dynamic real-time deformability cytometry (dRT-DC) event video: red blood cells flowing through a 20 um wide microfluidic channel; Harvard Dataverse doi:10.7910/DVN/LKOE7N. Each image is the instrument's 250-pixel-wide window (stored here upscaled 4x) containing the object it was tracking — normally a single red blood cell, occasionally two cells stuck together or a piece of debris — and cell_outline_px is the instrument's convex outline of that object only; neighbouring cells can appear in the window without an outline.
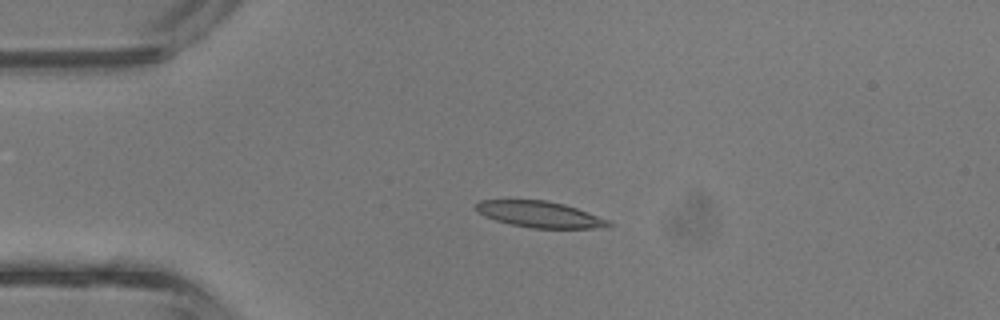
{"species": "common noctule bat (a hibernating species)", "species_latin": "Nyctalus noctula", "temperature_condition": "room temperature", "stored_images_in_passage": 4, "camera_frame_rate_fps": 3000, "um_per_image_px": 0.085, "animal": {"sex": "male", "body_mass_g": 13.3}, "frame": {"image": 1, "passage_image": 3, "time_ms": 0.667, "image_size_px": [1000, 320], "cell_outline_px": [[612, 224], [608, 228], [532, 228], [512, 224], [496, 220], [484, 216], [476, 208], [476, 204], [480, 200], [548, 200], [564, 204], [576, 208], [608, 220]], "centroid_in_image_um": [45.9, 18.22], "position_along_channel_um": 39.1, "area_um2": 20.0}}
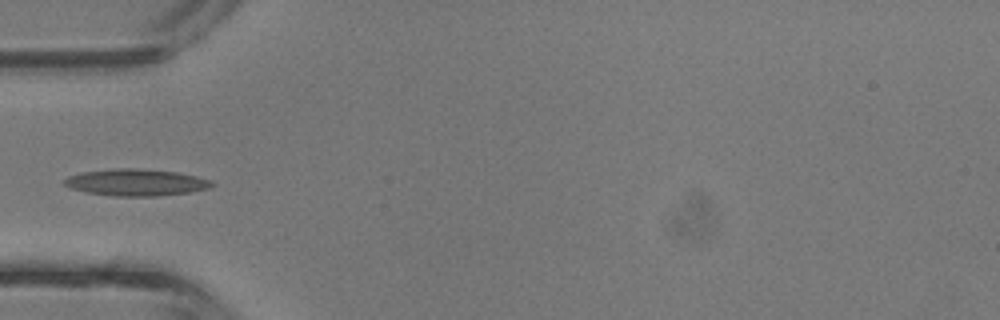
{"frame": {"image": 2, "passage_image": 4, "time_ms": 1.0, "image_size_px": [1000, 320], "cell_outline_px": [[216, 184], [208, 188], [188, 192], [156, 196], [112, 196], [84, 192], [72, 188], [64, 184], [64, 180], [68, 176], [80, 172], [112, 168], [136, 168], [176, 172], [196, 176], [212, 180]], "centroid_in_image_um": [11.54, 15.5], "position_along_channel_um": 73.5, "area_um2": 23.06}}